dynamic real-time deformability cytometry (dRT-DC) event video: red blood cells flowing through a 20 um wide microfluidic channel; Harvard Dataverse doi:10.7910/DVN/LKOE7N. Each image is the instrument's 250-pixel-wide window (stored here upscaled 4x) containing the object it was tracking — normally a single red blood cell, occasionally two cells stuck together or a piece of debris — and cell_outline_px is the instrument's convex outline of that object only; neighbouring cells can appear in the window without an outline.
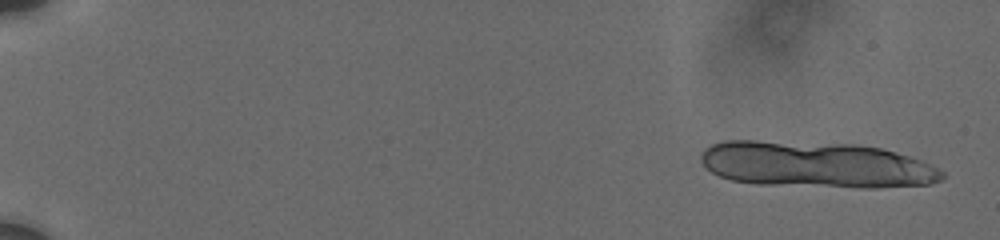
{"species": "human", "species_latin": "Homo sapiens", "temperature_condition": "cold", "stored_images_in_passage": 12, "segment_of_instrument_passage": [1, 2], "camera_frame_rate_fps": 3000, "um_per_image_px": 0.085, "donor": {"sex": "male"}, "frame": {"image": 1, "passage_image": 1, "time_ms": 0.0, "image_size_px": [1000, 240], "cell_outline_px": [[944, 176], [940, 180], [932, 184], [880, 188], [856, 188], [756, 184], [732, 180], [720, 176], [704, 168], [700, 160], [700, 152], [704, 148], [712, 144], [724, 140], [756, 140], [856, 144], [880, 148], [896, 152], [920, 160], [944, 172]], "centroid_in_image_um": [69.33, 14.0], "position_along_channel_um": 15.7, "area_um2": 65.6}}